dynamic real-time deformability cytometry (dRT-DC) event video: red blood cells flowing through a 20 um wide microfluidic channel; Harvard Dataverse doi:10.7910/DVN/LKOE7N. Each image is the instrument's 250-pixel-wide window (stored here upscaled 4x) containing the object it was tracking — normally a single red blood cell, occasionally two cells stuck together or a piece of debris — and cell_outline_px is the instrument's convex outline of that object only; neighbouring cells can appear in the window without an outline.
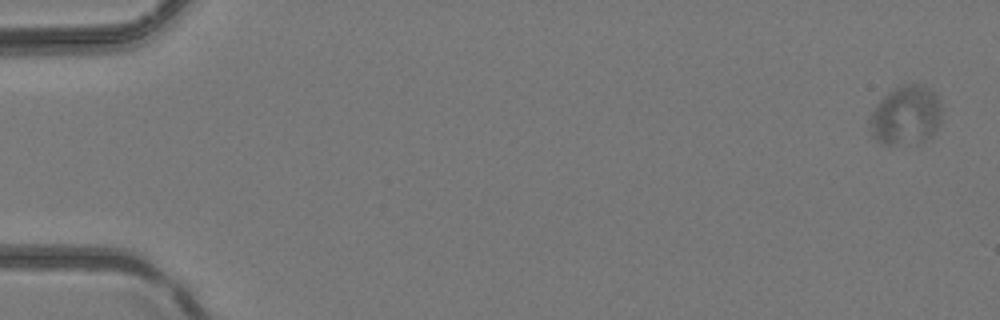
{"species": "common noctule bat (a hibernating species)", "species_latin": "Nyctalus noctula", "temperature_condition": "room temperature", "stored_images_in_passage": 12, "camera_frame_rate_fps": 3000, "um_per_image_px": 0.085, "animal": {"sex": "female", "body_mass_g": 24.6, "forearm_length_mm": 56.2}, "frame": {"image": 1, "passage_image": 1, "time_ms": 0.0, "image_size_px": [1000, 320], "cell_outline_px": [[940, 124], [936, 132], [932, 136], [920, 144], [880, 144], [872, 136], [868, 120], [872, 108], [896, 84], [916, 80], [932, 88], [940, 96]], "centroid_in_image_um": [77.02, 9.75], "position_along_channel_um": 8.0, "area_um2": 26.3}}
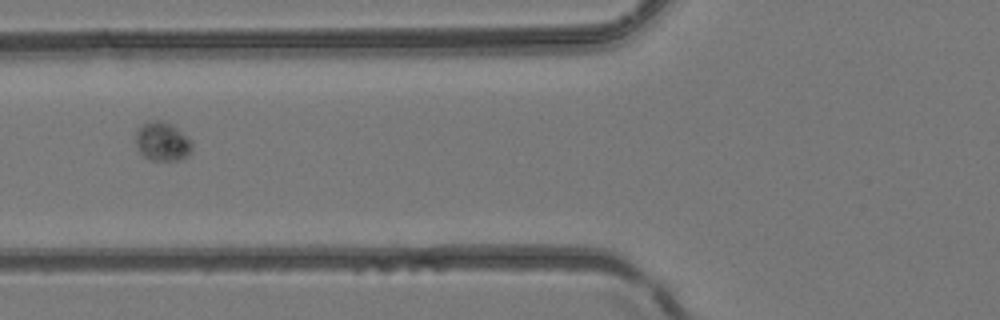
{"frame": {"image": 2, "passage_image": 7, "time_ms": 2.0, "image_size_px": [1000, 320], "cell_outline_px": [[192, 152], [188, 156], [180, 160], [152, 160], [144, 156], [140, 152], [136, 144], [136, 128], [144, 120], [164, 120], [172, 124], [188, 136], [192, 140]], "centroid_in_image_um": [13.81, 11.99], "position_along_channel_um": 112.0, "area_um2": 13.24}}
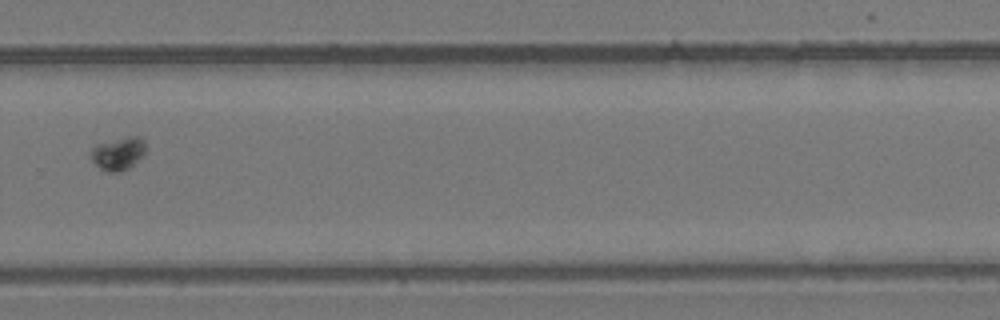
{"frame": {"image": 3, "passage_image": 12, "time_ms": 3.667, "image_size_px": [1000, 320], "cell_outline_px": [[148, 148], [124, 172], [108, 172], [100, 168], [88, 156], [88, 152], [96, 144], [124, 136], [140, 136], [144, 140]], "centroid_in_image_um": [10.02, 13.02], "position_along_channel_um": 319.8, "area_um2": 10.75}}